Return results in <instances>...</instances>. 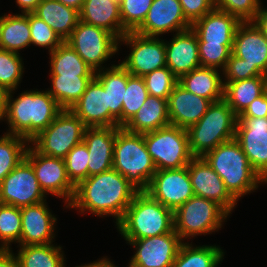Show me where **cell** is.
I'll list each match as a JSON object with an SVG mask.
<instances>
[{"instance_id": "6da1fadb", "label": "cell", "mask_w": 267, "mask_h": 267, "mask_svg": "<svg viewBox=\"0 0 267 267\" xmlns=\"http://www.w3.org/2000/svg\"><path fill=\"white\" fill-rule=\"evenodd\" d=\"M139 191L117 170L92 175L75 187V193L67 208L95 216H113L116 224L123 217Z\"/></svg>"}, {"instance_id": "7a4b0ae2", "label": "cell", "mask_w": 267, "mask_h": 267, "mask_svg": "<svg viewBox=\"0 0 267 267\" xmlns=\"http://www.w3.org/2000/svg\"><path fill=\"white\" fill-rule=\"evenodd\" d=\"M10 91L4 121L7 134L21 136L28 141L46 129L63 110L47 90H26L17 98Z\"/></svg>"}, {"instance_id": "3957f363", "label": "cell", "mask_w": 267, "mask_h": 267, "mask_svg": "<svg viewBox=\"0 0 267 267\" xmlns=\"http://www.w3.org/2000/svg\"><path fill=\"white\" fill-rule=\"evenodd\" d=\"M203 158L222 178L226 189L237 200L267 184L251 167L248 158L234 138L207 152Z\"/></svg>"}, {"instance_id": "277c9868", "label": "cell", "mask_w": 267, "mask_h": 267, "mask_svg": "<svg viewBox=\"0 0 267 267\" xmlns=\"http://www.w3.org/2000/svg\"><path fill=\"white\" fill-rule=\"evenodd\" d=\"M115 226L125 240L167 234L174 229L173 211L141 191L135 195Z\"/></svg>"}, {"instance_id": "5b68a950", "label": "cell", "mask_w": 267, "mask_h": 267, "mask_svg": "<svg viewBox=\"0 0 267 267\" xmlns=\"http://www.w3.org/2000/svg\"><path fill=\"white\" fill-rule=\"evenodd\" d=\"M113 169L123 175L139 192L148 189L156 166L147 150L143 134L116 127Z\"/></svg>"}, {"instance_id": "8992f818", "label": "cell", "mask_w": 267, "mask_h": 267, "mask_svg": "<svg viewBox=\"0 0 267 267\" xmlns=\"http://www.w3.org/2000/svg\"><path fill=\"white\" fill-rule=\"evenodd\" d=\"M238 116L224 101L212 103L202 118L187 129L194 157H203L221 143L235 138Z\"/></svg>"}, {"instance_id": "52a82bcc", "label": "cell", "mask_w": 267, "mask_h": 267, "mask_svg": "<svg viewBox=\"0 0 267 267\" xmlns=\"http://www.w3.org/2000/svg\"><path fill=\"white\" fill-rule=\"evenodd\" d=\"M229 215L217 202L194 195L173 212L174 231L184 242L220 230Z\"/></svg>"}, {"instance_id": "ba28073f", "label": "cell", "mask_w": 267, "mask_h": 267, "mask_svg": "<svg viewBox=\"0 0 267 267\" xmlns=\"http://www.w3.org/2000/svg\"><path fill=\"white\" fill-rule=\"evenodd\" d=\"M156 170L179 169L194 158L189 148L187 129L169 125L143 133Z\"/></svg>"}, {"instance_id": "9c48e42d", "label": "cell", "mask_w": 267, "mask_h": 267, "mask_svg": "<svg viewBox=\"0 0 267 267\" xmlns=\"http://www.w3.org/2000/svg\"><path fill=\"white\" fill-rule=\"evenodd\" d=\"M85 129L84 123L70 109H63L29 144L42 155L64 159L74 146L83 142Z\"/></svg>"}, {"instance_id": "30bf717a", "label": "cell", "mask_w": 267, "mask_h": 267, "mask_svg": "<svg viewBox=\"0 0 267 267\" xmlns=\"http://www.w3.org/2000/svg\"><path fill=\"white\" fill-rule=\"evenodd\" d=\"M93 69L103 70L102 64L112 58L120 48L119 40L97 26L79 20L71 36L65 41Z\"/></svg>"}, {"instance_id": "8fae6325", "label": "cell", "mask_w": 267, "mask_h": 267, "mask_svg": "<svg viewBox=\"0 0 267 267\" xmlns=\"http://www.w3.org/2000/svg\"><path fill=\"white\" fill-rule=\"evenodd\" d=\"M129 45L130 53L120 63L131 75L143 77L166 66L165 40L127 32L120 40Z\"/></svg>"}, {"instance_id": "7c38bea8", "label": "cell", "mask_w": 267, "mask_h": 267, "mask_svg": "<svg viewBox=\"0 0 267 267\" xmlns=\"http://www.w3.org/2000/svg\"><path fill=\"white\" fill-rule=\"evenodd\" d=\"M25 158L31 163L35 176L43 192L65 200V208L71 203L75 186L66 172L65 161L62 158L49 157L37 152L30 144Z\"/></svg>"}, {"instance_id": "4fadbf2b", "label": "cell", "mask_w": 267, "mask_h": 267, "mask_svg": "<svg viewBox=\"0 0 267 267\" xmlns=\"http://www.w3.org/2000/svg\"><path fill=\"white\" fill-rule=\"evenodd\" d=\"M31 163L24 158L0 183V203L22 208L46 201Z\"/></svg>"}, {"instance_id": "5bb4252c", "label": "cell", "mask_w": 267, "mask_h": 267, "mask_svg": "<svg viewBox=\"0 0 267 267\" xmlns=\"http://www.w3.org/2000/svg\"><path fill=\"white\" fill-rule=\"evenodd\" d=\"M125 241L136 250L128 267H172L183 243L174 229L159 236Z\"/></svg>"}, {"instance_id": "9a60e30c", "label": "cell", "mask_w": 267, "mask_h": 267, "mask_svg": "<svg viewBox=\"0 0 267 267\" xmlns=\"http://www.w3.org/2000/svg\"><path fill=\"white\" fill-rule=\"evenodd\" d=\"M145 192L173 212L195 195L187 166L156 170Z\"/></svg>"}, {"instance_id": "2e32d148", "label": "cell", "mask_w": 267, "mask_h": 267, "mask_svg": "<svg viewBox=\"0 0 267 267\" xmlns=\"http://www.w3.org/2000/svg\"><path fill=\"white\" fill-rule=\"evenodd\" d=\"M235 139L251 167L267 183V117H238Z\"/></svg>"}, {"instance_id": "e0dca14e", "label": "cell", "mask_w": 267, "mask_h": 267, "mask_svg": "<svg viewBox=\"0 0 267 267\" xmlns=\"http://www.w3.org/2000/svg\"><path fill=\"white\" fill-rule=\"evenodd\" d=\"M187 167L194 194L217 202L229 214H232L238 201L229 193L222 178L205 159L194 157Z\"/></svg>"}, {"instance_id": "ac0fdd59", "label": "cell", "mask_w": 267, "mask_h": 267, "mask_svg": "<svg viewBox=\"0 0 267 267\" xmlns=\"http://www.w3.org/2000/svg\"><path fill=\"white\" fill-rule=\"evenodd\" d=\"M191 28L179 0H153L144 22L134 31L147 37L181 32Z\"/></svg>"}, {"instance_id": "d6986e66", "label": "cell", "mask_w": 267, "mask_h": 267, "mask_svg": "<svg viewBox=\"0 0 267 267\" xmlns=\"http://www.w3.org/2000/svg\"><path fill=\"white\" fill-rule=\"evenodd\" d=\"M50 210L46 201L20 208L22 228L18 246L46 245L54 242L57 218Z\"/></svg>"}, {"instance_id": "ffe728a7", "label": "cell", "mask_w": 267, "mask_h": 267, "mask_svg": "<svg viewBox=\"0 0 267 267\" xmlns=\"http://www.w3.org/2000/svg\"><path fill=\"white\" fill-rule=\"evenodd\" d=\"M232 54L267 75V38L253 21L241 22L238 25Z\"/></svg>"}, {"instance_id": "44dd1931", "label": "cell", "mask_w": 267, "mask_h": 267, "mask_svg": "<svg viewBox=\"0 0 267 267\" xmlns=\"http://www.w3.org/2000/svg\"><path fill=\"white\" fill-rule=\"evenodd\" d=\"M171 39L165 41L166 66L178 79L201 67L197 35L192 28L173 34Z\"/></svg>"}, {"instance_id": "7402d4cb", "label": "cell", "mask_w": 267, "mask_h": 267, "mask_svg": "<svg viewBox=\"0 0 267 267\" xmlns=\"http://www.w3.org/2000/svg\"><path fill=\"white\" fill-rule=\"evenodd\" d=\"M211 104L209 99L195 95L177 83L167 100L170 125L188 129L202 118Z\"/></svg>"}, {"instance_id": "603a6c76", "label": "cell", "mask_w": 267, "mask_h": 267, "mask_svg": "<svg viewBox=\"0 0 267 267\" xmlns=\"http://www.w3.org/2000/svg\"><path fill=\"white\" fill-rule=\"evenodd\" d=\"M116 127H86L83 142L89 153L88 177L113 168Z\"/></svg>"}, {"instance_id": "cb8c5ba5", "label": "cell", "mask_w": 267, "mask_h": 267, "mask_svg": "<svg viewBox=\"0 0 267 267\" xmlns=\"http://www.w3.org/2000/svg\"><path fill=\"white\" fill-rule=\"evenodd\" d=\"M241 21L228 12L214 8L191 24L198 42L207 44H233L236 29Z\"/></svg>"}, {"instance_id": "d4e9b609", "label": "cell", "mask_w": 267, "mask_h": 267, "mask_svg": "<svg viewBox=\"0 0 267 267\" xmlns=\"http://www.w3.org/2000/svg\"><path fill=\"white\" fill-rule=\"evenodd\" d=\"M70 110L86 127H109L107 92L95 77Z\"/></svg>"}, {"instance_id": "484cf974", "label": "cell", "mask_w": 267, "mask_h": 267, "mask_svg": "<svg viewBox=\"0 0 267 267\" xmlns=\"http://www.w3.org/2000/svg\"><path fill=\"white\" fill-rule=\"evenodd\" d=\"M95 78L107 92L109 127H122V103L128 71L119 63L95 72Z\"/></svg>"}, {"instance_id": "4316f807", "label": "cell", "mask_w": 267, "mask_h": 267, "mask_svg": "<svg viewBox=\"0 0 267 267\" xmlns=\"http://www.w3.org/2000/svg\"><path fill=\"white\" fill-rule=\"evenodd\" d=\"M80 20L113 34L120 40L127 31L122 26L119 0H85Z\"/></svg>"}, {"instance_id": "83f0119b", "label": "cell", "mask_w": 267, "mask_h": 267, "mask_svg": "<svg viewBox=\"0 0 267 267\" xmlns=\"http://www.w3.org/2000/svg\"><path fill=\"white\" fill-rule=\"evenodd\" d=\"M220 72V73H219ZM220 69L199 67L182 75L178 83L187 91L209 99L212 103L223 100V80Z\"/></svg>"}, {"instance_id": "f1b7e54d", "label": "cell", "mask_w": 267, "mask_h": 267, "mask_svg": "<svg viewBox=\"0 0 267 267\" xmlns=\"http://www.w3.org/2000/svg\"><path fill=\"white\" fill-rule=\"evenodd\" d=\"M65 42L80 20L79 11L57 0H42L33 12Z\"/></svg>"}, {"instance_id": "f546056e", "label": "cell", "mask_w": 267, "mask_h": 267, "mask_svg": "<svg viewBox=\"0 0 267 267\" xmlns=\"http://www.w3.org/2000/svg\"><path fill=\"white\" fill-rule=\"evenodd\" d=\"M170 125L167 99L148 95L132 119L124 128L134 133H146Z\"/></svg>"}, {"instance_id": "4dcf8cb0", "label": "cell", "mask_w": 267, "mask_h": 267, "mask_svg": "<svg viewBox=\"0 0 267 267\" xmlns=\"http://www.w3.org/2000/svg\"><path fill=\"white\" fill-rule=\"evenodd\" d=\"M30 45L29 13L0 16V49L19 53Z\"/></svg>"}, {"instance_id": "1f68e13d", "label": "cell", "mask_w": 267, "mask_h": 267, "mask_svg": "<svg viewBox=\"0 0 267 267\" xmlns=\"http://www.w3.org/2000/svg\"><path fill=\"white\" fill-rule=\"evenodd\" d=\"M266 91V76L229 82L224 85L223 100L240 116L249 104Z\"/></svg>"}, {"instance_id": "d6a6232c", "label": "cell", "mask_w": 267, "mask_h": 267, "mask_svg": "<svg viewBox=\"0 0 267 267\" xmlns=\"http://www.w3.org/2000/svg\"><path fill=\"white\" fill-rule=\"evenodd\" d=\"M51 88L48 93L62 109H71L81 98L95 76L50 75Z\"/></svg>"}, {"instance_id": "836d02e7", "label": "cell", "mask_w": 267, "mask_h": 267, "mask_svg": "<svg viewBox=\"0 0 267 267\" xmlns=\"http://www.w3.org/2000/svg\"><path fill=\"white\" fill-rule=\"evenodd\" d=\"M49 55L50 75L95 76L93 69L67 42H63Z\"/></svg>"}, {"instance_id": "e575fe53", "label": "cell", "mask_w": 267, "mask_h": 267, "mask_svg": "<svg viewBox=\"0 0 267 267\" xmlns=\"http://www.w3.org/2000/svg\"><path fill=\"white\" fill-rule=\"evenodd\" d=\"M16 257L20 267H65L62 247L53 243L46 245L18 246Z\"/></svg>"}, {"instance_id": "d590c367", "label": "cell", "mask_w": 267, "mask_h": 267, "mask_svg": "<svg viewBox=\"0 0 267 267\" xmlns=\"http://www.w3.org/2000/svg\"><path fill=\"white\" fill-rule=\"evenodd\" d=\"M224 251L216 245L194 246L183 242L172 267H218Z\"/></svg>"}, {"instance_id": "8d00e7d4", "label": "cell", "mask_w": 267, "mask_h": 267, "mask_svg": "<svg viewBox=\"0 0 267 267\" xmlns=\"http://www.w3.org/2000/svg\"><path fill=\"white\" fill-rule=\"evenodd\" d=\"M28 145L21 136L4 133L0 137V183L25 158Z\"/></svg>"}, {"instance_id": "74e56055", "label": "cell", "mask_w": 267, "mask_h": 267, "mask_svg": "<svg viewBox=\"0 0 267 267\" xmlns=\"http://www.w3.org/2000/svg\"><path fill=\"white\" fill-rule=\"evenodd\" d=\"M22 228L20 208L0 203V249L11 250L20 241Z\"/></svg>"}, {"instance_id": "f35d334b", "label": "cell", "mask_w": 267, "mask_h": 267, "mask_svg": "<svg viewBox=\"0 0 267 267\" xmlns=\"http://www.w3.org/2000/svg\"><path fill=\"white\" fill-rule=\"evenodd\" d=\"M148 95L143 78L133 76L128 72V81L122 103V127L137 113Z\"/></svg>"}, {"instance_id": "ab89813d", "label": "cell", "mask_w": 267, "mask_h": 267, "mask_svg": "<svg viewBox=\"0 0 267 267\" xmlns=\"http://www.w3.org/2000/svg\"><path fill=\"white\" fill-rule=\"evenodd\" d=\"M23 59L20 53L0 49V85L15 91L23 76Z\"/></svg>"}, {"instance_id": "60d3db41", "label": "cell", "mask_w": 267, "mask_h": 267, "mask_svg": "<svg viewBox=\"0 0 267 267\" xmlns=\"http://www.w3.org/2000/svg\"><path fill=\"white\" fill-rule=\"evenodd\" d=\"M142 78L149 95L167 100L178 83V78L167 66L156 69Z\"/></svg>"}, {"instance_id": "b9f144b4", "label": "cell", "mask_w": 267, "mask_h": 267, "mask_svg": "<svg viewBox=\"0 0 267 267\" xmlns=\"http://www.w3.org/2000/svg\"><path fill=\"white\" fill-rule=\"evenodd\" d=\"M64 161L68 178L75 187L88 178L89 153L84 142L74 146Z\"/></svg>"}, {"instance_id": "7bdbcfd3", "label": "cell", "mask_w": 267, "mask_h": 267, "mask_svg": "<svg viewBox=\"0 0 267 267\" xmlns=\"http://www.w3.org/2000/svg\"><path fill=\"white\" fill-rule=\"evenodd\" d=\"M153 0H119L122 26L134 32L145 20Z\"/></svg>"}, {"instance_id": "ee69618b", "label": "cell", "mask_w": 267, "mask_h": 267, "mask_svg": "<svg viewBox=\"0 0 267 267\" xmlns=\"http://www.w3.org/2000/svg\"><path fill=\"white\" fill-rule=\"evenodd\" d=\"M31 44L48 49L49 53L55 50L64 41L41 18L29 13Z\"/></svg>"}, {"instance_id": "f6af8a7d", "label": "cell", "mask_w": 267, "mask_h": 267, "mask_svg": "<svg viewBox=\"0 0 267 267\" xmlns=\"http://www.w3.org/2000/svg\"><path fill=\"white\" fill-rule=\"evenodd\" d=\"M233 44H207L198 42L201 67L220 68L222 71L232 54Z\"/></svg>"}, {"instance_id": "bcb514c9", "label": "cell", "mask_w": 267, "mask_h": 267, "mask_svg": "<svg viewBox=\"0 0 267 267\" xmlns=\"http://www.w3.org/2000/svg\"><path fill=\"white\" fill-rule=\"evenodd\" d=\"M215 8L236 16L241 22L253 21L258 13L261 0H215Z\"/></svg>"}, {"instance_id": "7dc6e473", "label": "cell", "mask_w": 267, "mask_h": 267, "mask_svg": "<svg viewBox=\"0 0 267 267\" xmlns=\"http://www.w3.org/2000/svg\"><path fill=\"white\" fill-rule=\"evenodd\" d=\"M223 86L229 82H235L238 80L250 79L256 76L263 75L256 67H251L245 63L244 59H240L233 54L227 60L224 69L222 70Z\"/></svg>"}, {"instance_id": "c3c4849f", "label": "cell", "mask_w": 267, "mask_h": 267, "mask_svg": "<svg viewBox=\"0 0 267 267\" xmlns=\"http://www.w3.org/2000/svg\"><path fill=\"white\" fill-rule=\"evenodd\" d=\"M185 18L192 24L215 8L214 0H179Z\"/></svg>"}, {"instance_id": "681fc988", "label": "cell", "mask_w": 267, "mask_h": 267, "mask_svg": "<svg viewBox=\"0 0 267 267\" xmlns=\"http://www.w3.org/2000/svg\"><path fill=\"white\" fill-rule=\"evenodd\" d=\"M238 117H267V91H265L261 96L255 98Z\"/></svg>"}, {"instance_id": "f907efd6", "label": "cell", "mask_w": 267, "mask_h": 267, "mask_svg": "<svg viewBox=\"0 0 267 267\" xmlns=\"http://www.w3.org/2000/svg\"><path fill=\"white\" fill-rule=\"evenodd\" d=\"M0 267H20L13 250L0 249Z\"/></svg>"}, {"instance_id": "816d5d0a", "label": "cell", "mask_w": 267, "mask_h": 267, "mask_svg": "<svg viewBox=\"0 0 267 267\" xmlns=\"http://www.w3.org/2000/svg\"><path fill=\"white\" fill-rule=\"evenodd\" d=\"M255 25L262 31L264 36L267 38V7L260 6L255 19L253 20Z\"/></svg>"}, {"instance_id": "f5cc1de1", "label": "cell", "mask_w": 267, "mask_h": 267, "mask_svg": "<svg viewBox=\"0 0 267 267\" xmlns=\"http://www.w3.org/2000/svg\"><path fill=\"white\" fill-rule=\"evenodd\" d=\"M41 1L42 0H16L15 2L21 9V13L26 14L33 13Z\"/></svg>"}, {"instance_id": "db71d44e", "label": "cell", "mask_w": 267, "mask_h": 267, "mask_svg": "<svg viewBox=\"0 0 267 267\" xmlns=\"http://www.w3.org/2000/svg\"><path fill=\"white\" fill-rule=\"evenodd\" d=\"M9 92L10 91L0 85V120L5 119Z\"/></svg>"}, {"instance_id": "11a10c76", "label": "cell", "mask_w": 267, "mask_h": 267, "mask_svg": "<svg viewBox=\"0 0 267 267\" xmlns=\"http://www.w3.org/2000/svg\"><path fill=\"white\" fill-rule=\"evenodd\" d=\"M114 262H111L109 260V258H106L105 256L97 261L94 262H90L88 264L85 265H80V266H76V267H117L115 266V264H113Z\"/></svg>"}, {"instance_id": "9f6ffc18", "label": "cell", "mask_w": 267, "mask_h": 267, "mask_svg": "<svg viewBox=\"0 0 267 267\" xmlns=\"http://www.w3.org/2000/svg\"><path fill=\"white\" fill-rule=\"evenodd\" d=\"M65 6L81 11L85 0H57Z\"/></svg>"}, {"instance_id": "6f0895ef", "label": "cell", "mask_w": 267, "mask_h": 267, "mask_svg": "<svg viewBox=\"0 0 267 267\" xmlns=\"http://www.w3.org/2000/svg\"><path fill=\"white\" fill-rule=\"evenodd\" d=\"M266 91H267V75H266Z\"/></svg>"}]
</instances>
